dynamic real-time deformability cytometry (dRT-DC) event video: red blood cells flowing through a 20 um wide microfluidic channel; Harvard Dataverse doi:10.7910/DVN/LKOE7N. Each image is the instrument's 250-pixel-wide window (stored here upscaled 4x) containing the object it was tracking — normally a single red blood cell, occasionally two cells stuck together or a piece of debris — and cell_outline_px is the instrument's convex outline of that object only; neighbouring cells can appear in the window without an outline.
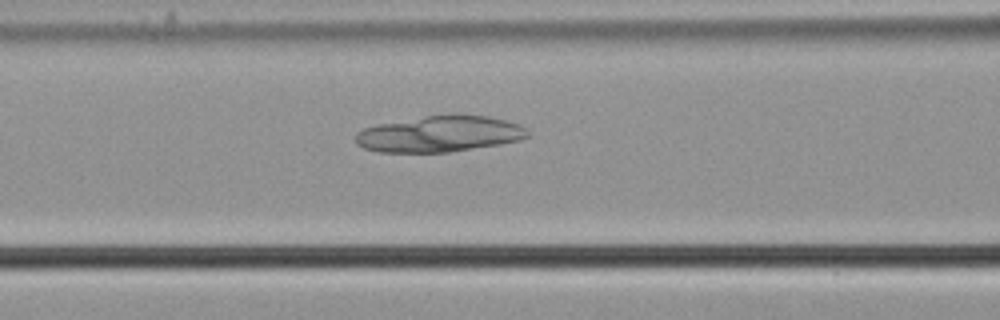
{"species": "common noctule bat (a hibernating species)", "species_latin": "Nyctalus noctula", "temperature_condition": "cold", "stored_images_in_passage": 29, "camera_frame_rate_fps": 3000, "um_per_image_px": 0.085, "animal": {"sex": "male", "body_mass_g": 21.5, "forearm_length_mm": 52.0}, "frame": {"image": 1, "passage_image": 3, "time_ms": 0.667, "image_size_px": [1000, 320], "cell_outline_px": [[528, 136], [520, 140], [500, 144], [448, 152], [376, 152], [364, 148], [356, 144], [356, 132], [364, 128], [380, 124], [448, 112], [460, 112], [488, 116], [520, 124], [528, 132]], "centroid_in_image_um": [37.38, 11.36], "position_along_channel_um": 129.2, "area_um2": 36.65}}
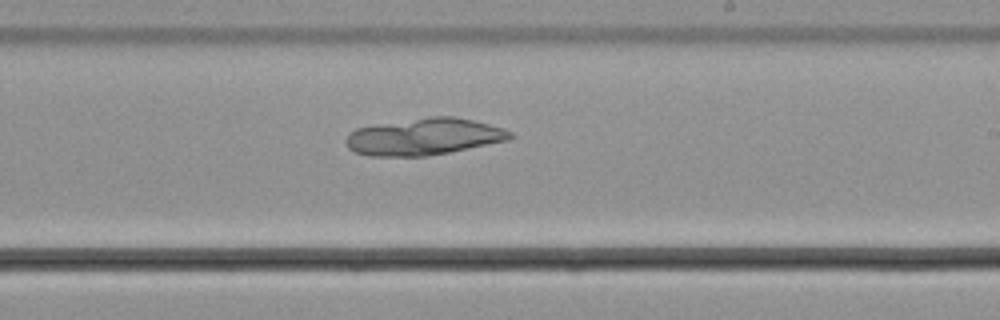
{"frame": {"image": 2, "passage_image": 13, "time_ms": 4.0, "image_size_px": [1000, 320], "cell_outline_px": [[516, 136], [508, 140], [448, 152], [424, 156], [368, 156], [356, 152], [348, 148], [344, 140], [356, 128], [428, 116], [452, 116], [472, 120], [504, 128], [512, 132]], "centroid_in_image_um": [36.06, 11.62], "position_along_channel_um": 252.9, "area_um2": 34.97}}
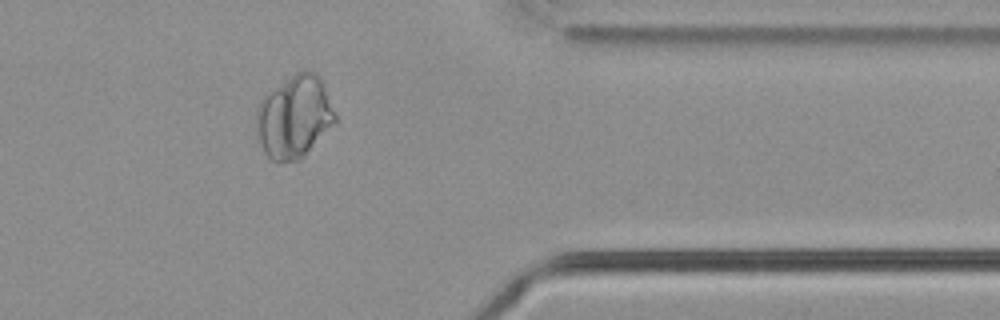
{"frame": {"image": 3, "passage_image": 25, "time_ms": 8.0, "image_size_px": [1000, 320], "cell_outline_px": [[336, 124], [300, 160], [280, 164], [272, 160], [264, 152], [256, 132], [256, 112], [264, 96], [296, 72], [304, 68], [316, 72], [324, 84], [336, 116]], "centroid_in_image_um": [25.04, 9.96], "position_along_channel_um": 386.4, "area_um2": 38.21}}